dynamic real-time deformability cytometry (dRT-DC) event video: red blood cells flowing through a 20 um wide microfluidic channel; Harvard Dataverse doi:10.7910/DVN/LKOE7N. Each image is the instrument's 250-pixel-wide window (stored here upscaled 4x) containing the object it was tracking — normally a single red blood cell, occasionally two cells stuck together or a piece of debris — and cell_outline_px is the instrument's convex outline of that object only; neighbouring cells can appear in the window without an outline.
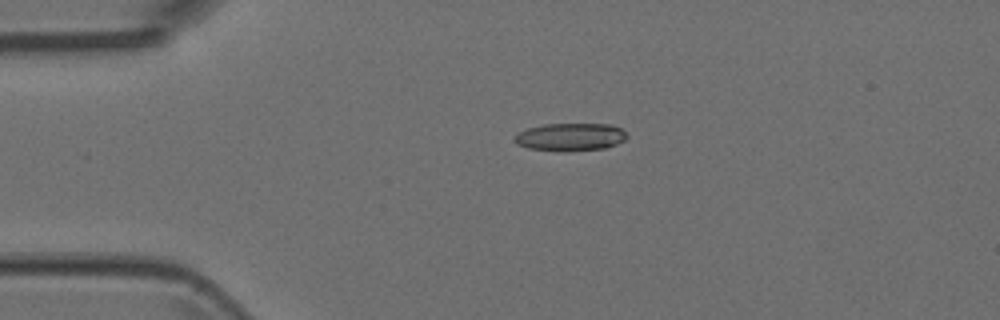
{"species": "Egyptian fruit bat (a non-hibernating species)", "species_latin": "Rousettus aegyptiacus", "temperature_condition": "room temperature", "stored_images_in_passage": 3, "camera_frame_rate_fps": 3000, "um_per_image_px": 0.085, "animal": {"sex": "female"}, "frame": {"image": 1, "passage_image": 2, "time_ms": 0.333, "image_size_px": [1000, 320], "cell_outline_px": [[628, 136], [624, 140], [616, 144], [604, 148], [564, 152], [528, 148], [516, 144], [512, 140], [520, 132], [528, 128], [544, 124], [608, 124], [620, 128]], "centroid_in_image_um": [48.46, 11.65], "position_along_channel_um": 36.5, "area_um2": 18.15}}